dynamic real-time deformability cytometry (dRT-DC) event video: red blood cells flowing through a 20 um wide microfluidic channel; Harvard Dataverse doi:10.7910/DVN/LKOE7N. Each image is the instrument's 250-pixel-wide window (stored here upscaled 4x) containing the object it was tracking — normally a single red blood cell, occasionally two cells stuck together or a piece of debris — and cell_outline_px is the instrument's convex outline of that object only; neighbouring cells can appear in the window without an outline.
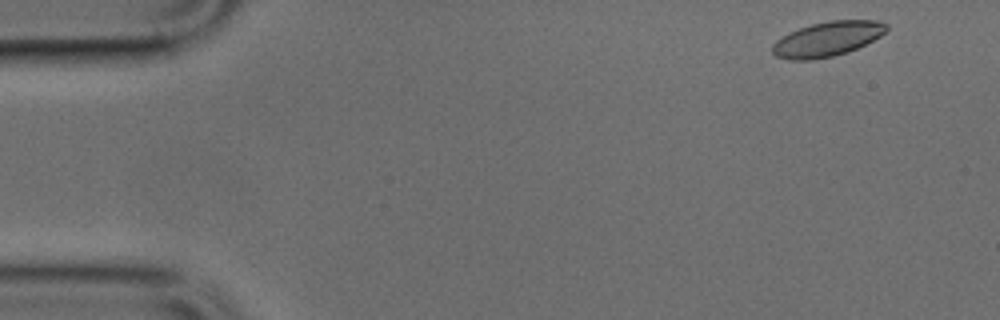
{"species": "common noctule bat (a hibernating species)", "species_latin": "Nyctalus noctula", "temperature_condition": "cold", "stored_images_in_passage": 48, "camera_frame_rate_fps": 3000, "um_per_image_px": 0.085, "animal": {"sex": "male", "body_mass_g": 17.9, "forearm_length_mm": 54.2}, "frame": {"image": 1, "passage_image": 2, "time_ms": 0.333, "image_size_px": [1000, 320], "cell_outline_px": [[888, 28], [880, 36], [848, 52], [832, 56], [808, 60], [788, 60], [776, 56], [772, 52], [772, 44], [776, 40], [788, 32], [812, 24], [832, 20], [876, 20], [888, 24]], "centroid_in_image_um": [70.29, 3.31], "position_along_channel_um": 14.7, "area_um2": 22.95}}
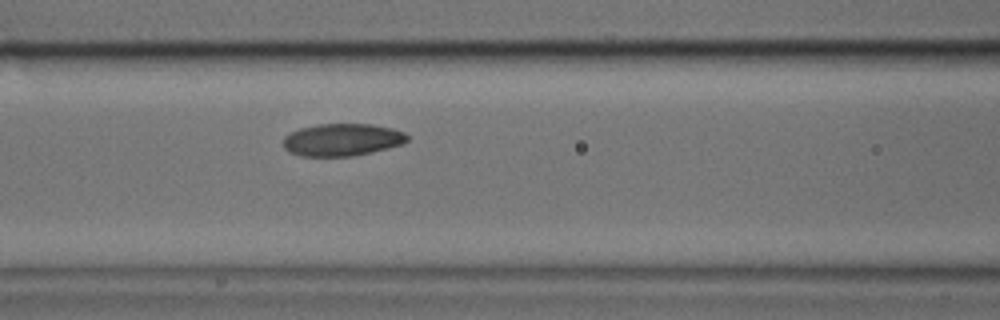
{"frame": {"image": 2, "passage_image": 19, "time_ms": 6.0, "image_size_px": [1000, 320], "cell_outline_px": [[408, 140], [400, 144], [388, 148], [352, 156], [300, 156], [288, 152], [284, 148], [284, 136], [300, 128], [320, 124], [372, 124], [392, 128], [404, 132], [408, 136]], "centroid_in_image_um": [29.07, 11.88], "position_along_channel_um": 137.5, "area_um2": 23.29}}
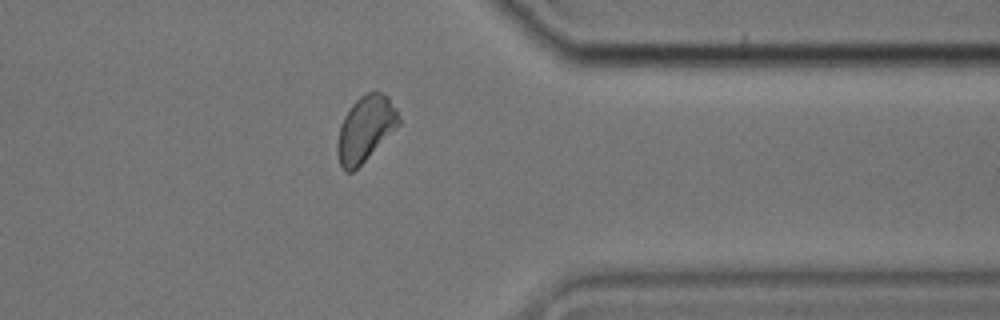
{"frame": {"image": 3, "passage_image": 38, "time_ms": 12.333, "image_size_px": [1000, 320], "cell_outline_px": [[400, 124], [352, 172], [344, 172], [340, 168], [336, 152], [336, 144], [340, 124], [344, 116], [352, 104], [360, 96], [368, 92], [380, 92], [388, 96], [396, 108], [400, 120]], "centroid_in_image_um": [31.02, 10.95], "position_along_channel_um": 380.4, "area_um2": 23.29}}